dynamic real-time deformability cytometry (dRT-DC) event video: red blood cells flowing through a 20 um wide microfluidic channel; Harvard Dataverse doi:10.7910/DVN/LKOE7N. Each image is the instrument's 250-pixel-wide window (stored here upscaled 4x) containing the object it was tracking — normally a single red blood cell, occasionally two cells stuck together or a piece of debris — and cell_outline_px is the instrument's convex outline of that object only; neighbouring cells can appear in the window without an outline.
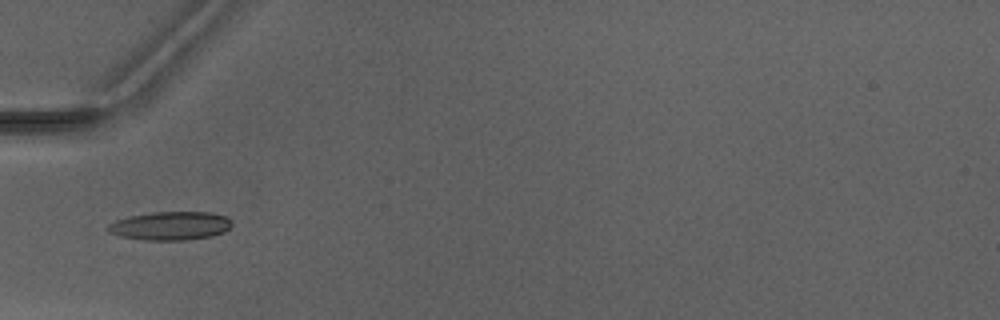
{"species": "Egyptian fruit bat (a non-hibernating species)", "species_latin": "Rousettus aegyptiacus", "temperature_condition": "warm", "stored_images_in_passage": 2, "camera_frame_rate_fps": 3000, "um_per_image_px": 0.085, "animal": {"sex": "male"}, "frame": {"image": 1, "passage_image": 2, "time_ms": 1.333, "image_size_px": [1000, 320], "cell_outline_px": [[232, 224], [224, 232], [212, 236], [188, 240], [144, 240], [120, 236], [108, 232], [104, 228], [108, 224], [116, 220], [128, 216], [152, 212], [212, 212], [228, 216], [232, 220]], "centroid_in_image_um": [14.48, 19.19], "position_along_channel_um": 70.5, "area_um2": 20.92}}